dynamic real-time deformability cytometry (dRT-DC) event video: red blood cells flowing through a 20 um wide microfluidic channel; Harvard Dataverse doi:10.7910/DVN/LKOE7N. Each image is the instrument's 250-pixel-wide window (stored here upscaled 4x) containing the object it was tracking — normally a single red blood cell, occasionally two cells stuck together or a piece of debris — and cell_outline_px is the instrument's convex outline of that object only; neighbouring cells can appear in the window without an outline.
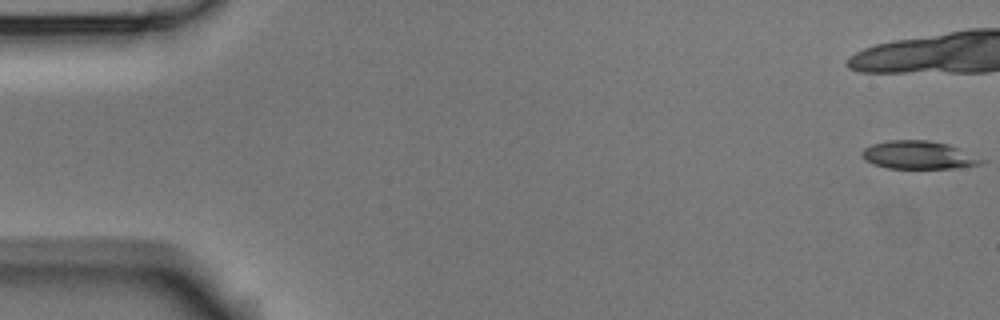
{"species": "Egyptian fruit bat (a non-hibernating species)", "species_latin": "Rousettus aegyptiacus", "temperature_condition": "room temperature", "stored_images_in_passage": 6, "camera_frame_rate_fps": 3000, "um_per_image_px": 0.085, "animal": {"sex": "male"}, "frame": {"image": 1, "passage_image": 1, "time_ms": 0.0, "image_size_px": [1000, 320], "cell_outline_px": [[984, 164], [952, 168], [888, 168], [864, 160], [860, 156], [860, 152], [864, 148], [872, 144], [888, 140], [928, 140], [948, 144], [984, 160]], "centroid_in_image_um": [78.02, 13.17], "position_along_channel_um": 7.0, "area_um2": 19.36}}